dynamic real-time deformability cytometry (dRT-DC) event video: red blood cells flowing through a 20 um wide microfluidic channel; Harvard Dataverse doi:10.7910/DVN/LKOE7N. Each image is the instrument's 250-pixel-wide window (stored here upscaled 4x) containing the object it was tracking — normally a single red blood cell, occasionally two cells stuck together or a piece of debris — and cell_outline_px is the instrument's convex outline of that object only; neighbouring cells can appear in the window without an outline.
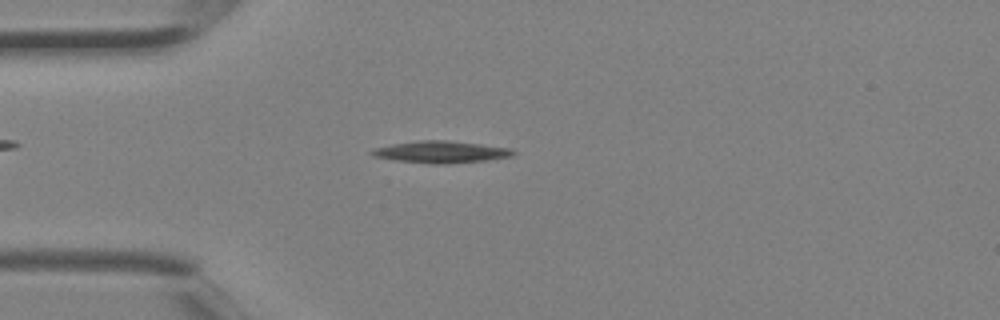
{"species": "Egyptian fruit bat (a non-hibernating species)", "species_latin": "Rousettus aegyptiacus", "temperature_condition": "room temperature", "stored_images_in_passage": 3, "camera_frame_rate_fps": 3000, "um_per_image_px": 0.085, "animal": {"sex": "female"}, "frame": {"image": 1, "passage_image": 3, "time_ms": 0.667, "image_size_px": [1000, 320], "cell_outline_px": [[516, 152], [512, 156], [488, 160], [448, 164], [432, 164], [396, 160], [372, 156], [368, 152], [376, 148], [392, 144], [420, 140], [448, 140], [480, 144], [508, 148]], "centroid_in_image_um": [37.47, 12.92], "position_along_channel_um": 47.5, "area_um2": 17.98}}